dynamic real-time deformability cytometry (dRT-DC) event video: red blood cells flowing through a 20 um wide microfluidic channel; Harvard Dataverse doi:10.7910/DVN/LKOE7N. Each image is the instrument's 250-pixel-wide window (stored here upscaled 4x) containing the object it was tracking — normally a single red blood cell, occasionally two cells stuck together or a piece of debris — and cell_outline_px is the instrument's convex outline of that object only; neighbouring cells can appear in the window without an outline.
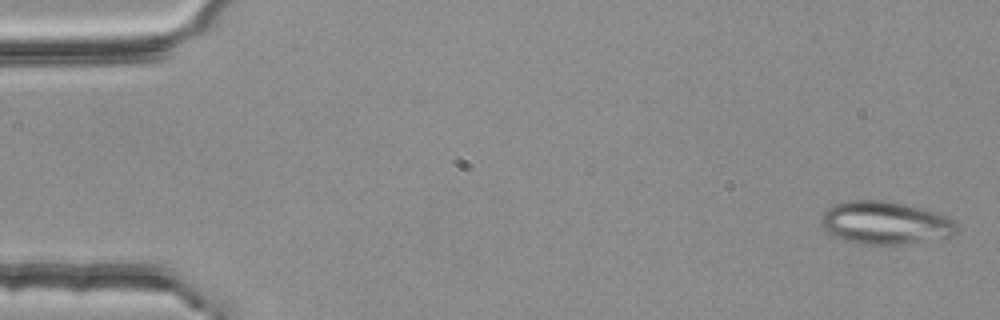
{"species": "common noctule bat (a hibernating species)", "species_latin": "Nyctalus noctula", "temperature_condition": "room temperature", "stored_images_in_passage": 5, "camera_frame_rate_fps": 3000, "um_per_image_px": 0.085, "animal": {"sex": "female", "body_mass_g": 25.1}, "frame": {"image": 1, "passage_image": 1, "time_ms": 0.0, "image_size_px": [1000, 320], "cell_outline_px": [[956, 232], [952, 236], [904, 244], [860, 244], [844, 240], [828, 232], [820, 224], [820, 220], [824, 212], [832, 204], [848, 200], [892, 200], [940, 212], [948, 216], [956, 224]], "centroid_in_image_um": [75.25, 18.91], "position_along_channel_um": 9.7, "area_um2": 34.28}}